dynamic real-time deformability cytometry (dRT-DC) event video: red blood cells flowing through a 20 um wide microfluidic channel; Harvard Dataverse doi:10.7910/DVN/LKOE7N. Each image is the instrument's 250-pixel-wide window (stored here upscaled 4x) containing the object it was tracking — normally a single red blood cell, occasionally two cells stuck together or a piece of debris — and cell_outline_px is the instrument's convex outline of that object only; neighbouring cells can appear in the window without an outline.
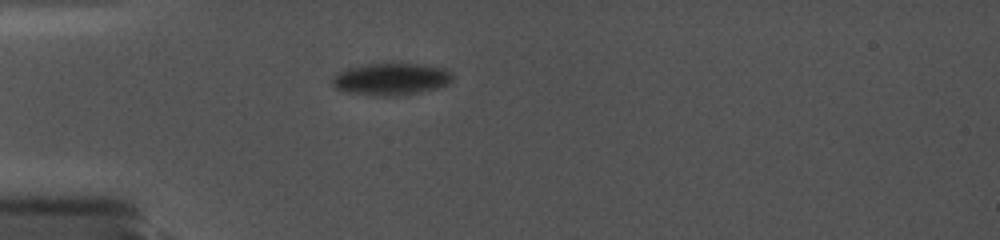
{"species": "common noctule bat (a hibernating species)", "species_latin": "Nyctalus noctula", "temperature_condition": "cold", "stored_images_in_passage": 21, "camera_frame_rate_fps": 5000, "um_per_image_px": 0.085, "animal": {"sex": "female", "body_mass_g": 19.0, "forearm_length_mm": 56.7}, "frame": {"image": 1, "passage_image": 1, "time_ms": 0.0, "image_size_px": [1000, 240], "cell_outline_px": [[452, 80], [448, 84], [440, 88], [404, 96], [372, 96], [340, 92], [332, 84], [332, 80], [340, 72], [348, 68], [372, 64], [408, 64], [440, 68], [452, 72]], "centroid_in_image_um": [33.23, 6.78], "position_along_channel_um": 51.8, "area_um2": 22.43}}
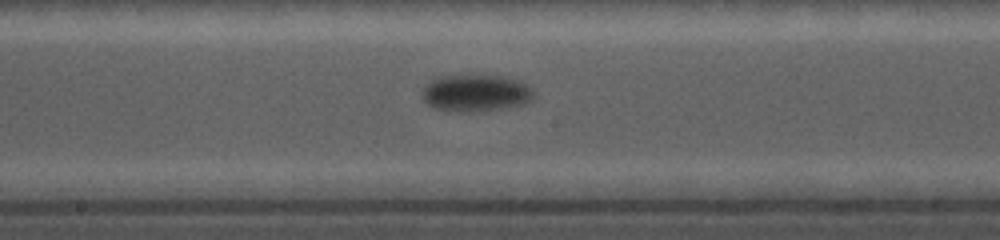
{"frame": {"image": 2, "passage_image": 11, "time_ms": 4.8, "image_size_px": [1000, 240], "cell_outline_px": [[532, 100], [524, 104], [508, 108], [484, 112], [464, 112], [432, 108], [424, 100], [424, 88], [432, 80], [440, 76], [500, 76], [524, 84], [532, 92]], "centroid_in_image_um": [40.43, 7.95], "position_along_channel_um": 207.8, "area_um2": 23.58}}
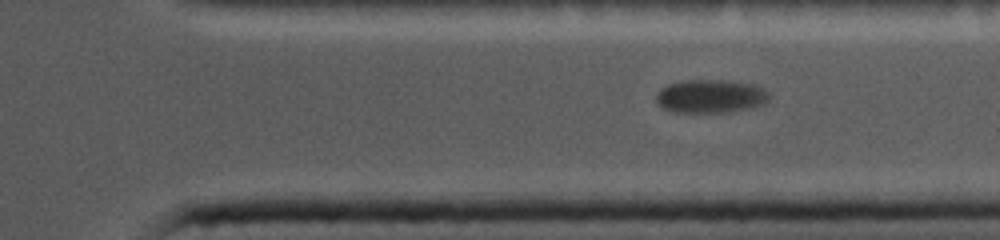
{"frame": {"image": 3, "passage_image": 19, "time_ms": 8.8, "image_size_px": [1000, 240], "cell_outline_px": [[772, 96], [764, 104], [748, 108], [728, 112], [672, 112], [656, 104], [656, 96], [660, 88], [668, 84], [688, 80], [724, 80], [752, 84], [764, 88]], "centroid_in_image_um": [60.4, 8.18], "position_along_channel_um": 351.0, "area_um2": 22.08}}